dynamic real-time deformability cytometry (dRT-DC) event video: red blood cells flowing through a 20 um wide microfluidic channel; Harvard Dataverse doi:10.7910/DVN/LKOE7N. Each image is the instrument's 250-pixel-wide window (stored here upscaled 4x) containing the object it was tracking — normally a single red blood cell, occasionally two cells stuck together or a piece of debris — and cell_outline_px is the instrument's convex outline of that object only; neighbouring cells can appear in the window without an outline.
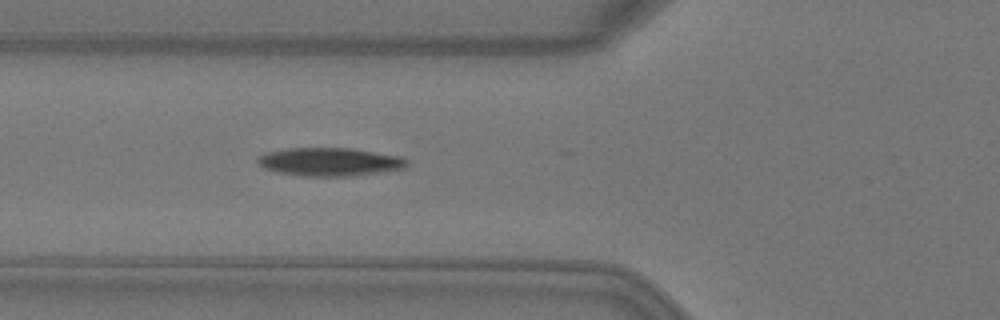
{"species": "Egyptian fruit bat (a non-hibernating species)", "species_latin": "Rousettus aegyptiacus", "temperature_condition": "warm", "stored_images_in_passage": 5, "camera_frame_rate_fps": 3000, "um_per_image_px": 0.085, "animal": {"sex": "female"}, "frame": {"image": 1, "passage_image": 5, "time_ms": 1.333, "image_size_px": [1000, 320], "cell_outline_px": [[408, 164], [404, 168], [356, 176], [300, 176], [276, 172], [264, 168], [256, 160], [260, 156], [268, 152], [288, 148], [352, 148], [400, 156], [408, 160]], "centroid_in_image_um": [28.04, 13.76], "position_along_channel_um": 97.8, "area_um2": 24.62}}